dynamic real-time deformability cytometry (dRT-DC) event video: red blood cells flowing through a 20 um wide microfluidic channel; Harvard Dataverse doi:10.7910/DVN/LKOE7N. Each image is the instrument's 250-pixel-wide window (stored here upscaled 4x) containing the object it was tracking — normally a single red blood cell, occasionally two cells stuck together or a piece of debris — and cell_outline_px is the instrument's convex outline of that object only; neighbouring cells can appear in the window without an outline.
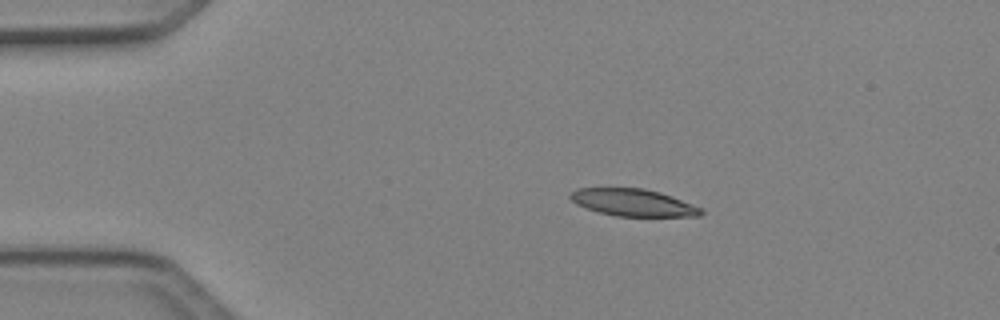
{"species": "Egyptian fruit bat (a non-hibernating species)", "species_latin": "Rousettus aegyptiacus", "temperature_condition": "cold", "stored_images_in_passage": 41, "camera_frame_rate_fps": 3000, "um_per_image_px": 0.085, "animal": {"sex": "female"}, "frame": {"image": 1, "passage_image": 1, "time_ms": 0.0, "image_size_px": [1000, 320], "cell_outline_px": [[704, 212], [700, 216], [616, 216], [600, 212], [576, 204], [568, 196], [576, 188], [644, 188], [660, 192], [672, 196], [704, 208]], "centroid_in_image_um": [53.86, 17.21], "position_along_channel_um": 31.1, "area_um2": 20.69}}
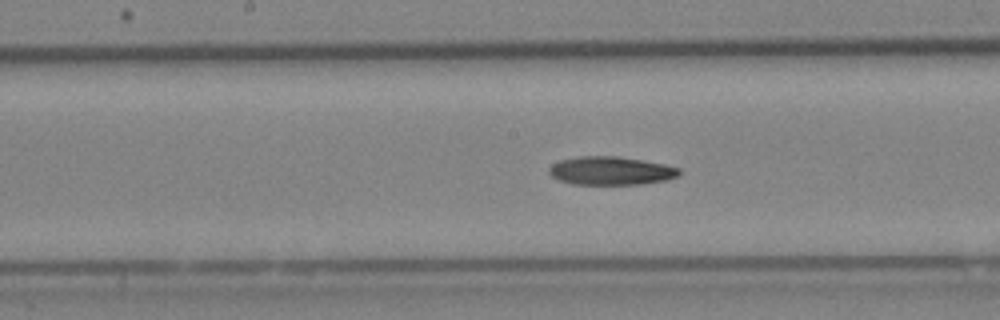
{"frame": {"image": 2, "passage_image": 17, "time_ms": 5.333, "image_size_px": [1000, 320], "cell_outline_px": [[680, 176], [668, 180], [640, 184], [572, 184], [560, 180], [552, 176], [548, 172], [548, 168], [552, 164], [560, 160], [580, 156], [616, 156], [664, 164], [680, 168]], "centroid_in_image_um": [51.94, 14.52], "position_along_channel_um": 196.3, "area_um2": 21.5}}
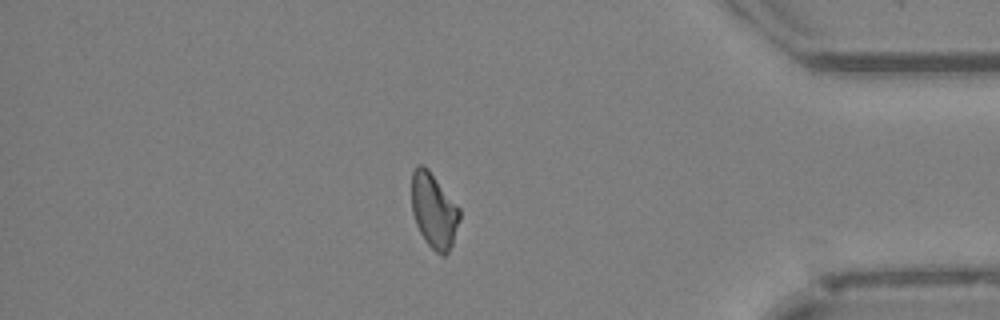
{"frame": {"image": 3, "passage_image": 34, "time_ms": 11.0, "image_size_px": [1000, 320], "cell_outline_px": [[460, 216], [452, 244], [448, 252], [444, 256], [436, 252], [424, 240], [416, 224], [412, 212], [412, 172], [416, 164], [424, 164], [428, 168], [460, 208]], "centroid_in_image_um": [36.87, 17.87], "position_along_channel_um": 398.3, "area_um2": 20.92}}